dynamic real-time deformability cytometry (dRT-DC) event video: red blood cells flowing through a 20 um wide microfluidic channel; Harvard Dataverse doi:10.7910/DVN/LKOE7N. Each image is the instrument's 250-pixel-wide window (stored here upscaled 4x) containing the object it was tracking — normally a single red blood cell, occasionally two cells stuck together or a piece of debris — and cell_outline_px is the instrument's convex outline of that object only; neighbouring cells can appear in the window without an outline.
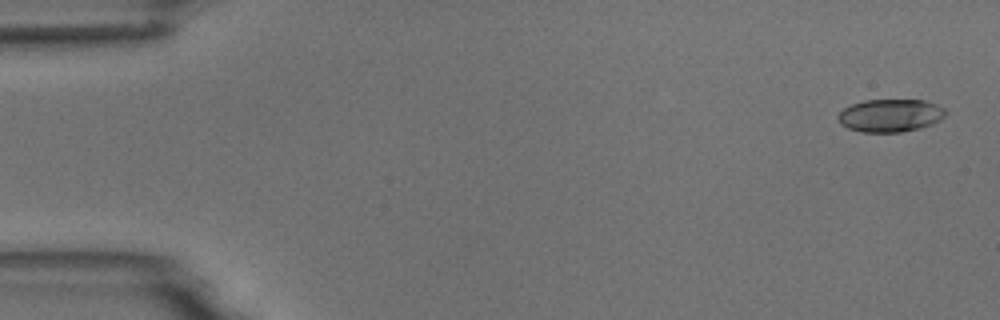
{"species": "common noctule bat (a hibernating species)", "species_latin": "Nyctalus noctula", "temperature_condition": "room temperature", "stored_images_in_passage": 6, "camera_frame_rate_fps": 3000, "um_per_image_px": 0.085, "animal": {"sex": "male", "body_mass_g": 18.8}, "frame": {"image": 1, "passage_image": 1, "time_ms": 0.0, "image_size_px": [1000, 320], "cell_outline_px": [[948, 112], [940, 120], [932, 124], [920, 128], [900, 132], [864, 132], [848, 128], [840, 124], [836, 116], [844, 108], [852, 104], [864, 100], [924, 100], [936, 104], [944, 108]], "centroid_in_image_um": [75.68, 9.81], "position_along_channel_um": 9.3, "area_um2": 20.63}}
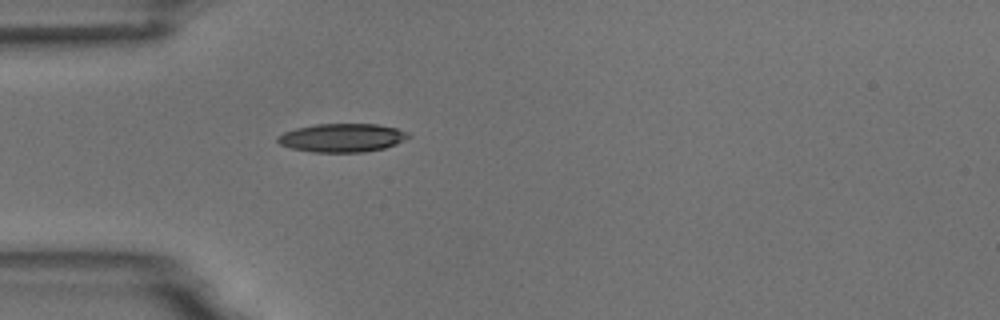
{"frame": {"image": 2, "passage_image": 5, "time_ms": 4.667, "image_size_px": [1000, 320], "cell_outline_px": [[412, 136], [396, 144], [384, 148], [364, 152], [312, 152], [292, 148], [280, 144], [276, 140], [276, 136], [284, 132], [296, 128], [316, 124], [376, 124], [396, 128], [408, 132]], "centroid_in_image_um": [29.08, 11.71], "position_along_channel_um": 55.9, "area_um2": 21.73}}